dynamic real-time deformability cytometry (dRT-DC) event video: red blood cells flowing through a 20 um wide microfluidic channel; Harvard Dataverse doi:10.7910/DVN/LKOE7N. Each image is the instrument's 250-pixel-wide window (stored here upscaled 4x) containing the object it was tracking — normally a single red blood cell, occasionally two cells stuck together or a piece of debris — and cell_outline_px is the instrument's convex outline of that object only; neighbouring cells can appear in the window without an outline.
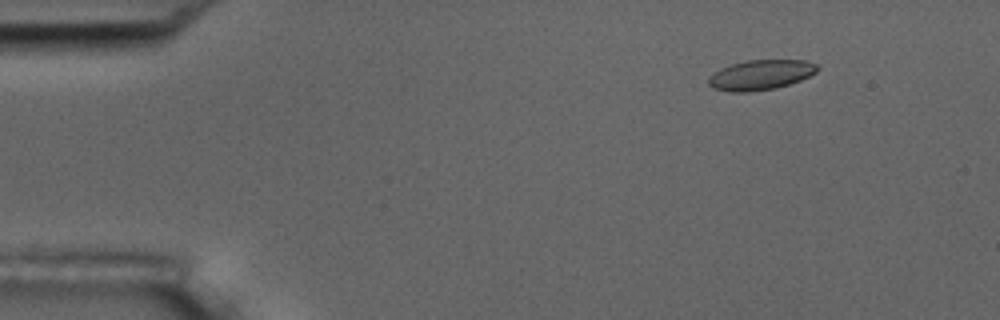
{"species": "common noctule bat (a hibernating species)", "species_latin": "Nyctalus noctula", "temperature_condition": "room temperature", "stored_images_in_passage": 4, "camera_frame_rate_fps": 3000, "um_per_image_px": 0.085, "animal": {"sex": "male", "body_mass_g": 17.5, "forearm_length_mm": 52.3}, "frame": {"image": 1, "passage_image": 2, "time_ms": 1.333, "image_size_px": [1000, 320], "cell_outline_px": [[820, 68], [816, 72], [800, 80], [776, 88], [748, 92], [728, 92], [712, 88], [708, 84], [708, 76], [720, 68], [732, 64], [748, 60], [804, 60], [816, 64]], "centroid_in_image_um": [64.62, 6.37], "position_along_channel_um": 20.4, "area_um2": 19.07}}
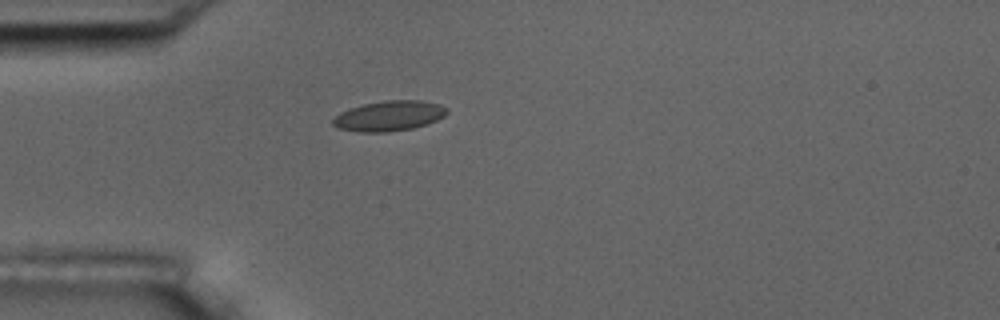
{"frame": {"image": 2, "passage_image": 4, "time_ms": 4.333, "image_size_px": [1000, 320], "cell_outline_px": [[448, 112], [444, 116], [436, 120], [412, 128], [384, 132], [360, 132], [336, 128], [332, 124], [332, 120], [340, 112], [364, 104], [384, 100], [420, 100], [440, 104], [448, 108]], "centroid_in_image_um": [33.07, 9.84], "position_along_channel_um": 51.9, "area_um2": 19.94}}